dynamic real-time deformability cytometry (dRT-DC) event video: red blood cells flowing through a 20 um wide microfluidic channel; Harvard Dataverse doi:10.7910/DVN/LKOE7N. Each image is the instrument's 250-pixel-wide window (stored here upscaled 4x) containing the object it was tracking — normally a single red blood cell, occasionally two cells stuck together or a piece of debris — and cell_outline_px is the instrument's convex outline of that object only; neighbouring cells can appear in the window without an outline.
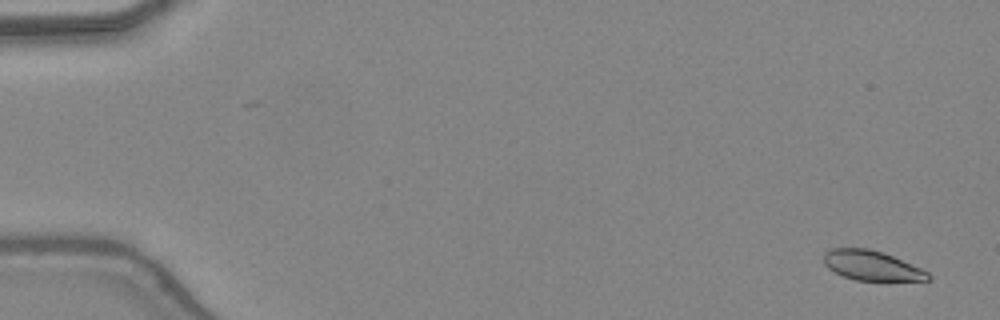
{"species": "common noctule bat (a hibernating species)", "species_latin": "Nyctalus noctula", "temperature_condition": "warm", "stored_images_in_passage": 49, "camera_frame_rate_fps": 3000, "um_per_image_px": 0.085, "animal": {"sex": "female", "body_mass_g": 24.6, "forearm_length_mm": 56.2}, "frame": {"image": 1, "passage_image": 3, "time_ms": 0.667, "image_size_px": [1000, 320], "cell_outline_px": [[932, 280], [856, 280], [844, 276], [828, 268], [824, 264], [824, 252], [832, 248], [868, 248], [892, 256], [920, 268], [928, 272], [932, 276]], "centroid_in_image_um": [74.08, 22.57], "position_along_channel_um": 10.9, "area_um2": 17.8}}
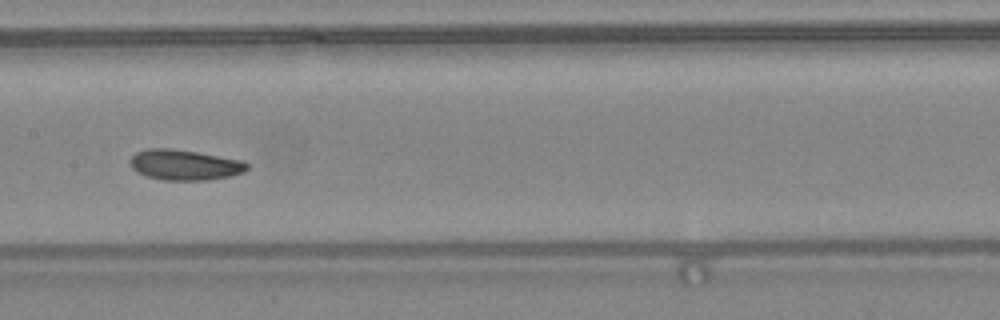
{"frame": {"image": 2, "passage_image": 26, "time_ms": 8.333, "image_size_px": [1000, 320], "cell_outline_px": [[248, 168], [244, 172], [228, 176], [208, 180], [164, 180], [148, 176], [132, 168], [128, 164], [128, 160], [136, 152], [148, 148], [172, 148], [196, 152], [240, 160], [248, 164]], "centroid_in_image_um": [15.65, 14.01], "position_along_channel_um": 191.7, "area_um2": 20.58}}
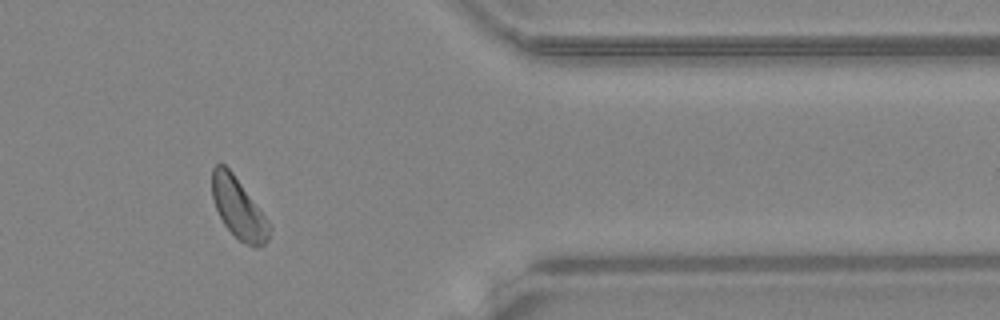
{"frame": {"image": 3, "passage_image": 41, "time_ms": 13.333, "image_size_px": [1000, 320], "cell_outline_px": [[272, 228], [268, 240], [264, 244], [256, 248], [252, 248], [244, 244], [224, 224], [216, 208], [212, 196], [212, 168], [216, 164], [224, 164], [232, 172], [272, 224]], "centroid_in_image_um": [20.31, 17.73], "position_along_channel_um": 391.1, "area_um2": 20.29}, "authors_computed_cell_mechanics": {"area_um2": 20.4612, "velocity_mm_per_s": 4.3911, "shape_relaxation_time_tau1_ms": 5.2725, "shape_relaxation_time_tau2_ms": 6.3481, "deformation_change_tau1": 0.1262, "deformation_change_tau2": 0.111}}